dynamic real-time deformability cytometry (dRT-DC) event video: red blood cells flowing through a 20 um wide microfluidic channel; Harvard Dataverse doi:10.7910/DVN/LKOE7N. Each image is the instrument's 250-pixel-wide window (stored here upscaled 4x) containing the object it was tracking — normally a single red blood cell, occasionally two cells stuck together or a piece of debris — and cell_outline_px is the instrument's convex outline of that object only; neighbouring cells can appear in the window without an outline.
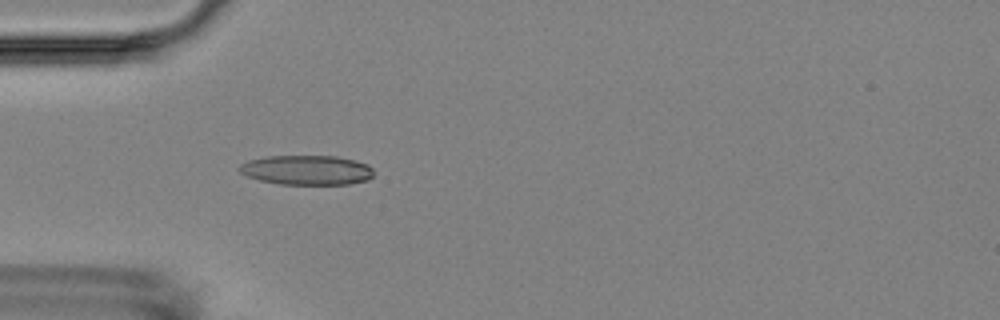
{"species": "Egyptian fruit bat (a non-hibernating species)", "species_latin": "Rousettus aegyptiacus", "temperature_condition": "room temperature", "stored_images_in_passage": 5, "camera_frame_rate_fps": 3000, "um_per_image_px": 0.085, "animal": {"sex": "female"}, "frame": {"image": 1, "passage_image": 5, "time_ms": 4.333, "image_size_px": [1000, 320], "cell_outline_px": [[372, 176], [368, 180], [348, 184], [280, 184], [260, 180], [244, 176], [236, 168], [240, 164], [248, 160], [264, 156], [336, 156], [356, 160], [368, 164], [372, 168]], "centroid_in_image_um": [26.03, 14.45], "position_along_channel_um": 59.0, "area_um2": 23.41}}